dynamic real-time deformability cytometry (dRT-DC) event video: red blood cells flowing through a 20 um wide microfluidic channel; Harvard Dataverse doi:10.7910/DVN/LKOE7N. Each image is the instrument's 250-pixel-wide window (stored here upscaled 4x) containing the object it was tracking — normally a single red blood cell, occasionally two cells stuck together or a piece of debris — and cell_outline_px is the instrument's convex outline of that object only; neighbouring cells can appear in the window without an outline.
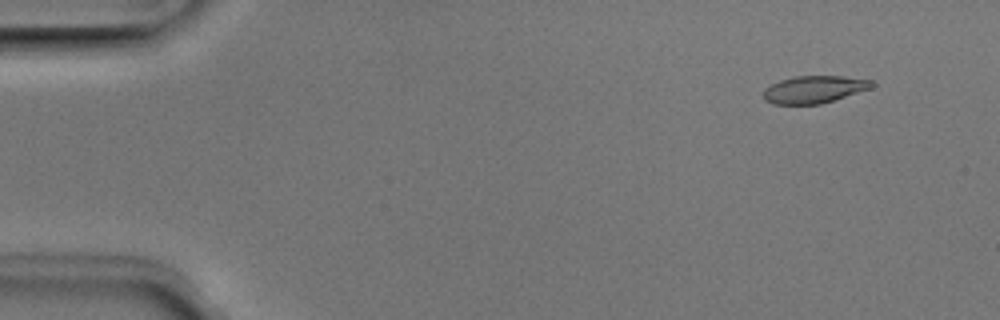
{"species": "Egyptian fruit bat (a non-hibernating species)", "species_latin": "Rousettus aegyptiacus", "temperature_condition": "room temperature", "stored_images_in_passage": 5, "camera_frame_rate_fps": 3000, "um_per_image_px": 0.085, "animal": {"sex": "male"}, "frame": {"image": 1, "passage_image": 2, "time_ms": 0.333, "image_size_px": [1000, 320], "cell_outline_px": [[876, 84], [872, 88], [820, 104], [772, 104], [764, 100], [764, 88], [780, 80], [796, 76], [840, 76], [872, 80]], "centroid_in_image_um": [69.2, 7.6], "position_along_channel_um": 15.8, "area_um2": 17.22}}
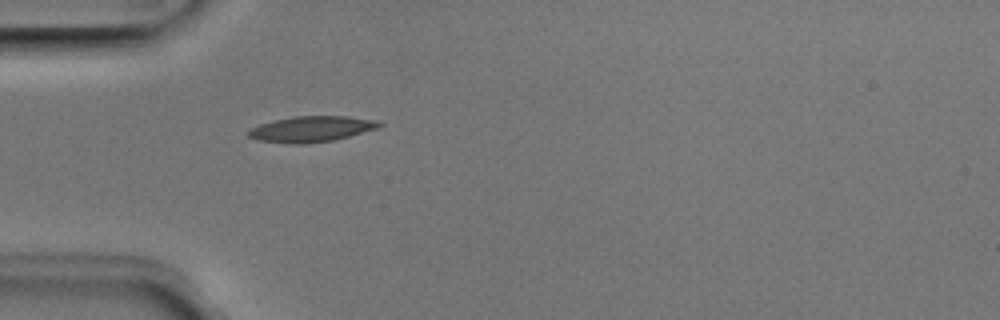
{"frame": {"image": 2, "passage_image": 5, "time_ms": 1.333, "image_size_px": [1000, 320], "cell_outline_px": [[384, 124], [376, 128], [348, 136], [332, 140], [304, 144], [296, 144], [256, 140], [248, 136], [244, 132], [260, 124], [276, 120], [296, 116], [348, 116], [380, 120]], "centroid_in_image_um": [26.46, 10.96], "position_along_channel_um": 58.5, "area_um2": 19.54}}